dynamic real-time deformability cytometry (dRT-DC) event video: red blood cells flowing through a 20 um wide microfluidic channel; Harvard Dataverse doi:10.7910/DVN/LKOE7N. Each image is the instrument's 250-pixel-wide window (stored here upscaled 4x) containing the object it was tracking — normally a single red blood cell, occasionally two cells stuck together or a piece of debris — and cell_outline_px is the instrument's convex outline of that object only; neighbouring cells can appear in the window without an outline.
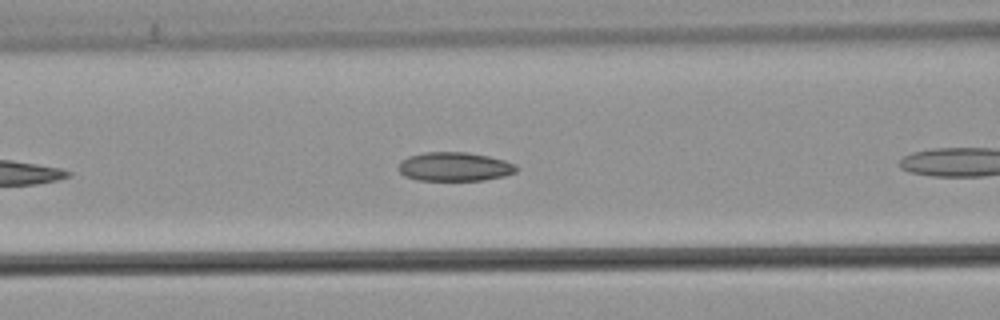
{"species": "common noctule bat (a hibernating species)", "species_latin": "Nyctalus noctula", "temperature_condition": "warm", "stored_images_in_passage": 8, "camera_frame_rate_fps": 3000, "um_per_image_px": 0.085, "animal": {"sex": "male", "body_mass_g": 21.5, "forearm_length_mm": 52.0}, "frame": {"image": 1, "passage_image": 7, "time_ms": 2.0, "image_size_px": [1000, 320], "cell_outline_px": [[520, 168], [516, 172], [504, 176], [484, 180], [416, 180], [404, 176], [396, 168], [400, 160], [408, 156], [424, 152], [468, 152], [488, 156], [504, 160], [516, 164]], "centroid_in_image_um": [38.62, 14.16], "position_along_channel_um": 128.0, "area_um2": 20.17}}